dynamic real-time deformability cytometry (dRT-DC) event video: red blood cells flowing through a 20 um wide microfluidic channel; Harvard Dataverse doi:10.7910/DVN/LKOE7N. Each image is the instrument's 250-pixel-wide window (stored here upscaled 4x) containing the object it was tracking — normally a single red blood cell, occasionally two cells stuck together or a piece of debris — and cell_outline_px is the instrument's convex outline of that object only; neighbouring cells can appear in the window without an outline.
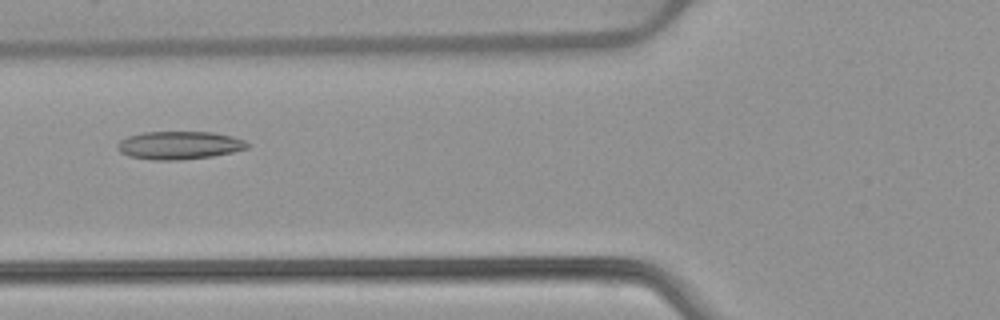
{"species": "common noctule bat (a hibernating species)", "species_latin": "Nyctalus noctula", "temperature_condition": "warm", "stored_images_in_passage": 7, "camera_frame_rate_fps": 3000, "um_per_image_px": 0.085, "animal": {"sex": "female", "body_mass_g": 22.7, "forearm_length_mm": 54.2}, "frame": {"image": 1, "passage_image": 5, "time_ms": 6.0, "image_size_px": [1000, 320], "cell_outline_px": [[252, 144], [248, 148], [232, 152], [212, 156], [180, 160], [156, 160], [128, 156], [120, 152], [116, 148], [116, 144], [120, 140], [128, 136], [144, 132], [212, 132], [232, 136], [244, 140]], "centroid_in_image_um": [15.24, 12.35], "position_along_channel_um": 110.6, "area_um2": 21.33}}
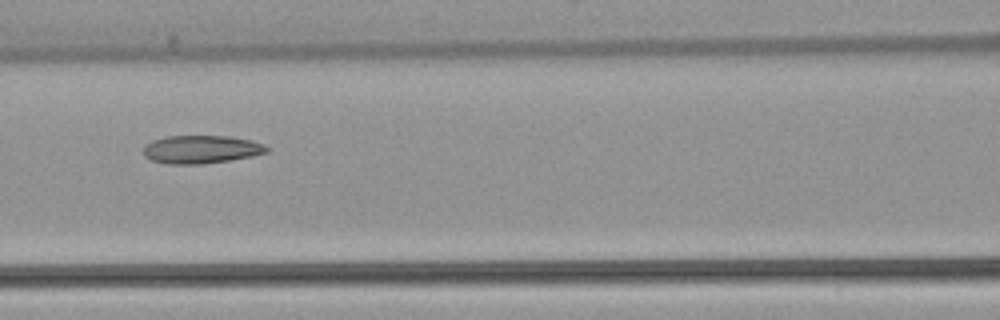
{"frame": {"image": 2, "passage_image": 6, "time_ms": 7.0, "image_size_px": [1000, 320], "cell_outline_px": [[268, 152], [252, 156], [232, 160], [200, 164], [168, 164], [152, 160], [144, 156], [144, 144], [152, 140], [168, 136], [232, 136], [252, 140], [264, 144], [268, 148]], "centroid_in_image_um": [17.11, 12.69], "position_along_channel_um": 149.5, "area_um2": 20.35}}
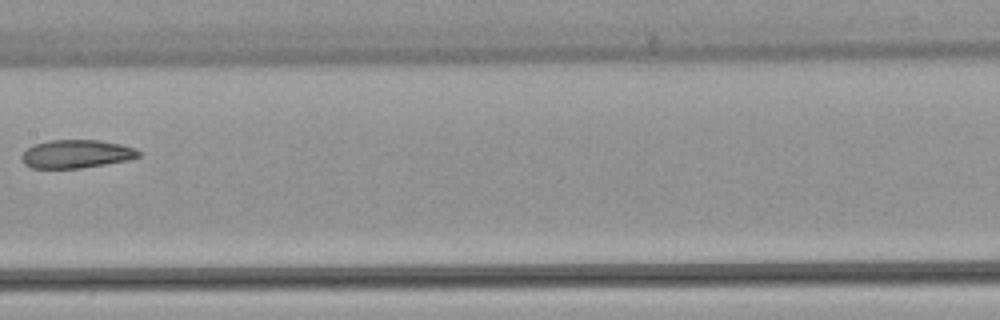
{"frame": {"image": 3, "passage_image": 7, "time_ms": 8.333, "image_size_px": [1000, 320], "cell_outline_px": [[140, 156], [128, 160], [80, 168], [32, 168], [24, 164], [20, 156], [28, 148], [36, 144], [48, 140], [100, 140], [120, 144], [132, 148], [140, 152]], "centroid_in_image_um": [6.46, 13.08], "position_along_channel_um": 200.9, "area_um2": 19.07}}